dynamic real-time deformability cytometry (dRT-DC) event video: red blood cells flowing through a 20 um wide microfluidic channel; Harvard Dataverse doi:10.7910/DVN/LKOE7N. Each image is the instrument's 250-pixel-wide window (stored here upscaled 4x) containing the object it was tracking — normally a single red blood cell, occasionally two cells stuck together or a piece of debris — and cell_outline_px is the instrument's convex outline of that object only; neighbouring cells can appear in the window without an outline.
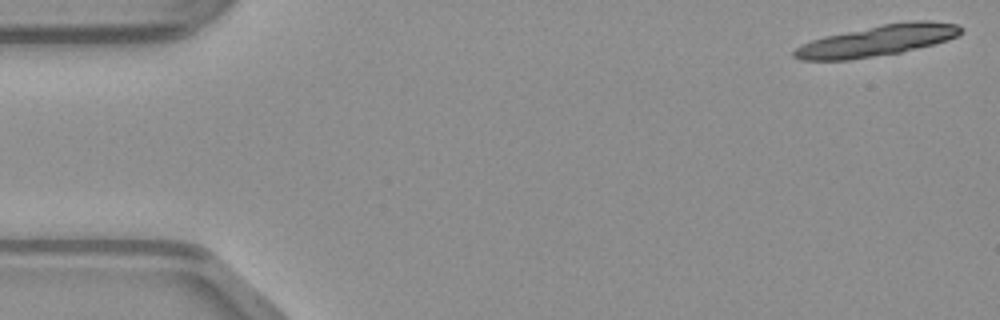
{"species": "common noctule bat (a hibernating species)", "species_latin": "Nyctalus noctula", "temperature_condition": "warm", "stored_images_in_passage": 24, "camera_frame_rate_fps": 3000, "um_per_image_px": 0.085, "animal": {"sex": "male", "body_mass_g": 23.1, "forearm_length_mm": 52.7}, "frame": {"image": 1, "passage_image": 1, "time_ms": 0.0, "image_size_px": [1000, 320], "cell_outline_px": [[964, 28], [956, 36], [948, 40], [900, 52], [848, 60], [800, 60], [792, 56], [792, 52], [796, 48], [812, 40], [824, 36], [880, 24], [912, 20], [928, 20], [956, 24]], "centroid_in_image_um": [74.56, 3.44], "position_along_channel_um": 10.4, "area_um2": 29.88}}